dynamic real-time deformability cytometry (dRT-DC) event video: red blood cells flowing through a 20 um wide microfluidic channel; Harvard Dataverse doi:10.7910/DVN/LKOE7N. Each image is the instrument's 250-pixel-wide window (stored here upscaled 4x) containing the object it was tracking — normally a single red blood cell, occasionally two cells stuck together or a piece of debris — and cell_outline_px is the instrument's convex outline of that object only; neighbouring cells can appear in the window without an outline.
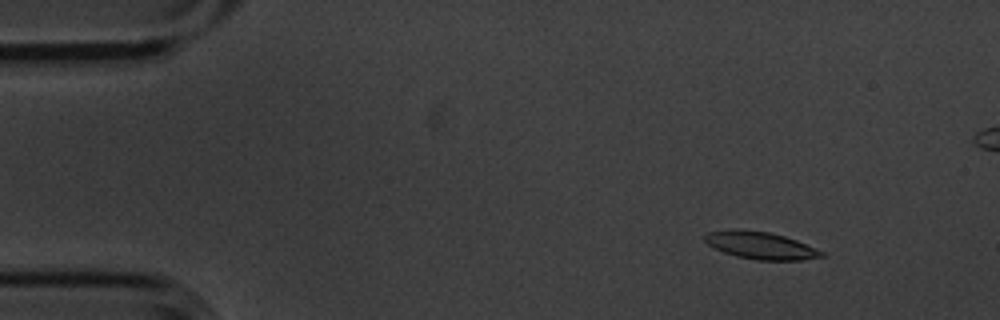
{"species": "common noctule bat (a hibernating species)", "species_latin": "Nyctalus noctula", "temperature_condition": "cold", "stored_images_in_passage": 8, "camera_frame_rate_fps": 3000, "um_per_image_px": 0.085, "animal": {"sex": "male", "body_mass_g": 20.1, "forearm_length_mm": 53.5}, "frame": {"image": 1, "passage_image": 2, "time_ms": 0.333, "image_size_px": [1000, 320], "cell_outline_px": [[828, 256], [804, 260], [756, 260], [736, 256], [724, 252], [708, 244], [704, 240], [704, 236], [708, 232], [768, 232], [784, 236], [796, 240], [824, 252]], "centroid_in_image_um": [64.77, 20.92], "position_along_channel_um": 20.2, "area_um2": 17.74}}
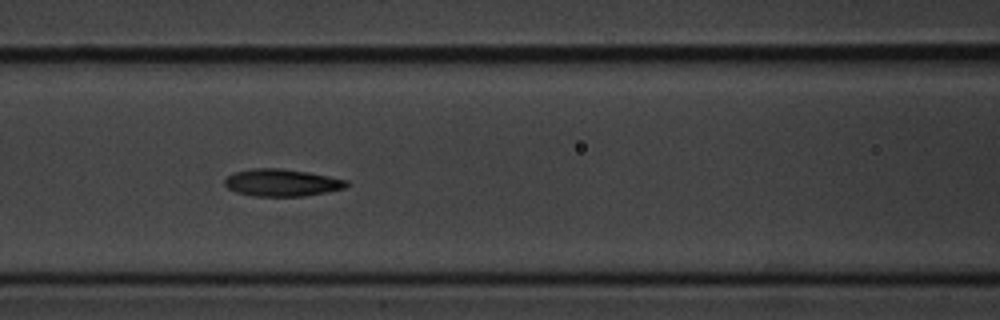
{"frame": {"image": 2, "passage_image": 7, "time_ms": 2.0, "image_size_px": [1000, 320], "cell_outline_px": [[348, 184], [344, 188], [328, 192], [304, 196], [252, 196], [236, 192], [228, 188], [224, 184], [224, 180], [228, 176], [236, 172], [252, 168], [280, 168], [308, 172], [348, 180]], "centroid_in_image_um": [23.95, 15.53], "position_along_channel_um": 142.6, "area_um2": 19.31}}
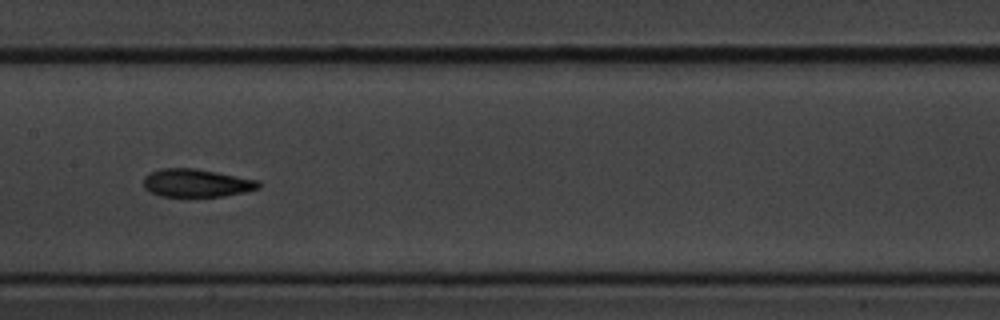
{"frame": {"image": 3, "passage_image": 8, "time_ms": 2.333, "image_size_px": [1000, 320], "cell_outline_px": [[260, 188], [244, 192], [224, 196], [160, 196], [144, 188], [144, 176], [148, 172], [160, 168], [196, 168], [260, 180]], "centroid_in_image_um": [16.7, 15.54], "position_along_channel_um": 190.7, "area_um2": 18.9}}